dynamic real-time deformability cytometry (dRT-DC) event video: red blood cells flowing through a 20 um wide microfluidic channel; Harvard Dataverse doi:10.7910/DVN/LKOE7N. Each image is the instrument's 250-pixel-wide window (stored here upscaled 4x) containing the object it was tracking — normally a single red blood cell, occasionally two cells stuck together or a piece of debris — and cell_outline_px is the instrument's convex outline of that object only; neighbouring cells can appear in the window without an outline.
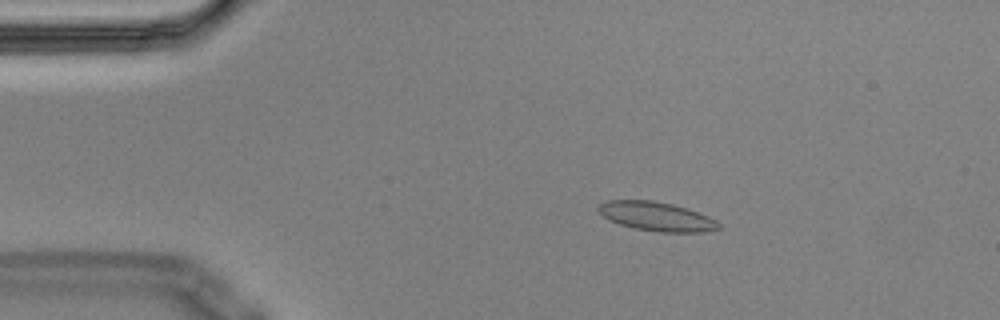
{"species": "Egyptian fruit bat (a non-hibernating species)", "species_latin": "Rousettus aegyptiacus", "temperature_condition": "cold", "stored_images_in_passage": 7, "camera_frame_rate_fps": 3000, "um_per_image_px": 0.085, "animal": {"sex": "male"}, "frame": {"image": 1, "passage_image": 3, "time_ms": 0.667, "image_size_px": [1000, 320], "cell_outline_px": [[720, 228], [704, 232], [660, 232], [636, 228], [620, 224], [608, 220], [596, 208], [600, 204], [608, 200], [652, 200], [672, 204], [708, 216], [716, 220], [720, 224]], "centroid_in_image_um": [55.79, 18.4], "position_along_channel_um": 29.2, "area_um2": 20.11}}
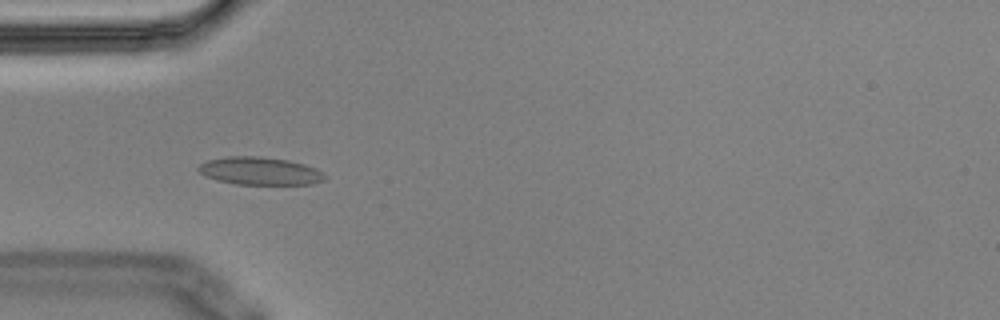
{"frame": {"image": 2, "passage_image": 5, "time_ms": 1.333, "image_size_px": [1000, 320], "cell_outline_px": [[328, 176], [324, 180], [312, 184], [236, 184], [216, 180], [204, 176], [196, 168], [200, 164], [208, 160], [228, 156], [256, 156], [288, 160], [304, 164], [316, 168], [324, 172]], "centroid_in_image_um": [22.1, 14.53], "position_along_channel_um": 62.9, "area_um2": 20.58}}